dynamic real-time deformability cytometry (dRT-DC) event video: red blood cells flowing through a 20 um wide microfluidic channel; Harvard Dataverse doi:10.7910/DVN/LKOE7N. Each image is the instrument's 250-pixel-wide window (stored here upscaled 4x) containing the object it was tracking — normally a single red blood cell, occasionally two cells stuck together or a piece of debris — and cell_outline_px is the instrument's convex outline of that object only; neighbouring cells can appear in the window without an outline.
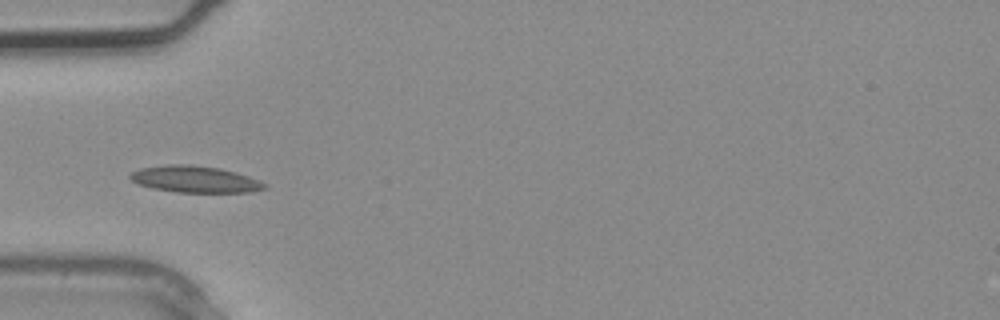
{"species": "common noctule bat (a hibernating species)", "species_latin": "Nyctalus noctula", "temperature_condition": "warm", "stored_images_in_passage": 3, "camera_frame_rate_fps": 3000, "um_per_image_px": 0.085, "animal": {"sex": "male", "body_mass_g": 20.4}, "frame": {"image": 1, "passage_image": 3, "time_ms": 0.667, "image_size_px": [1000, 320], "cell_outline_px": [[268, 188], [252, 192], [176, 192], [152, 188], [136, 184], [128, 176], [132, 172], [140, 168], [168, 164], [188, 164], [220, 168], [236, 172], [260, 180], [268, 184]], "centroid_in_image_um": [16.59, 15.23], "position_along_channel_um": 68.4, "area_um2": 21.04}}